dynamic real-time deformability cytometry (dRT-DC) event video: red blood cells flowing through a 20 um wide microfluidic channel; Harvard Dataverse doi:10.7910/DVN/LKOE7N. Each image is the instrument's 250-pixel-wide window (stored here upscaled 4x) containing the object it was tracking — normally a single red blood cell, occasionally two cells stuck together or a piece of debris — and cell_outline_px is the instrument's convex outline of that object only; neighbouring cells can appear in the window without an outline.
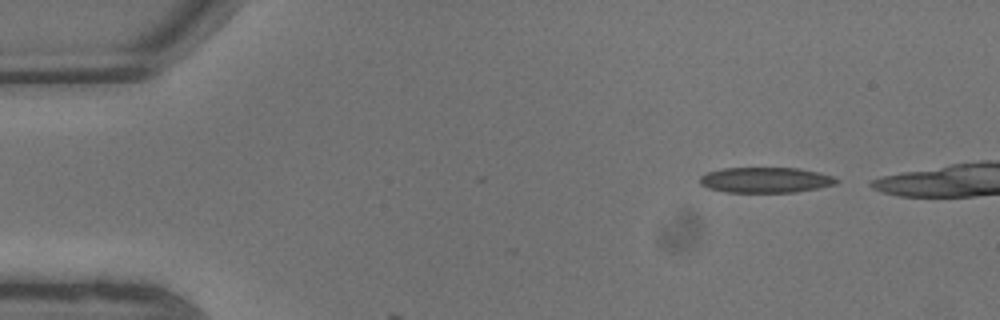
{"species": "common noctule bat (a hibernating species)", "species_latin": "Nyctalus noctula", "temperature_condition": "warm", "stored_images_in_passage": 2, "camera_frame_rate_fps": 3000, "um_per_image_px": 0.085, "animal": {"sex": "male", "body_mass_g": 13.3}, "frame": {"image": 1, "passage_image": 1, "time_ms": 0.0, "image_size_px": [1000, 320], "cell_outline_px": [[840, 180], [836, 184], [796, 192], [724, 192], [708, 188], [700, 184], [700, 176], [708, 172], [724, 168], [800, 168], [820, 172], [832, 176]], "centroid_in_image_um": [65.08, 15.3], "position_along_channel_um": 19.9, "area_um2": 20.29}}